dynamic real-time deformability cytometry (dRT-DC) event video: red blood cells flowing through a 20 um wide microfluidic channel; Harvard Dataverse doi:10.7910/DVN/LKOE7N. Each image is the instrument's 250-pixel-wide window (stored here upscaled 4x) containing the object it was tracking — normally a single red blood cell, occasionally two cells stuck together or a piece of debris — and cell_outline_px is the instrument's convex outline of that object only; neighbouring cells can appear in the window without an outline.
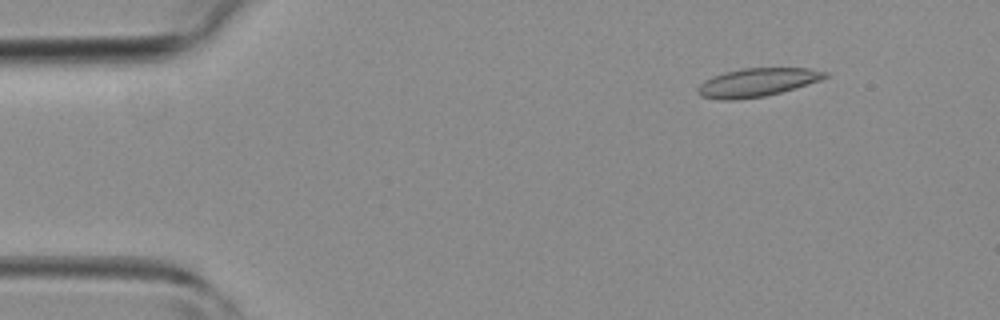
{"species": "common noctule bat (a hibernating species)", "species_latin": "Nyctalus noctula", "temperature_condition": "room temperature", "stored_images_in_passage": 40, "camera_frame_rate_fps": 3000, "um_per_image_px": 0.085, "animal": {"sex": "female", "body_mass_g": 19.3, "forearm_length_mm": 54.1}, "frame": {"image": 1, "passage_image": 3, "time_ms": 0.667, "image_size_px": [1000, 320], "cell_outline_px": [[828, 76], [820, 80], [808, 84], [780, 92], [764, 96], [732, 100], [720, 100], [700, 96], [696, 92], [696, 88], [704, 80], [712, 76], [724, 72], [744, 68], [808, 68], [828, 72]], "centroid_in_image_um": [64.31, 7.0], "position_along_channel_um": 20.7, "area_um2": 21.04}}
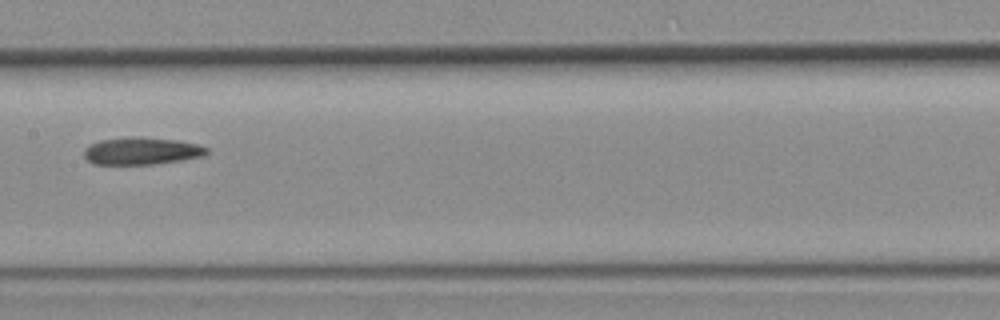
{"frame": {"image": 2, "passage_image": 19, "time_ms": 6.0, "image_size_px": [1000, 320], "cell_outline_px": [[208, 152], [204, 156], [180, 160], [152, 164], [92, 164], [84, 156], [84, 148], [100, 140], [180, 140], [196, 144], [208, 148]], "centroid_in_image_um": [12.06, 12.89], "position_along_channel_um": 195.3, "area_um2": 18.32}}
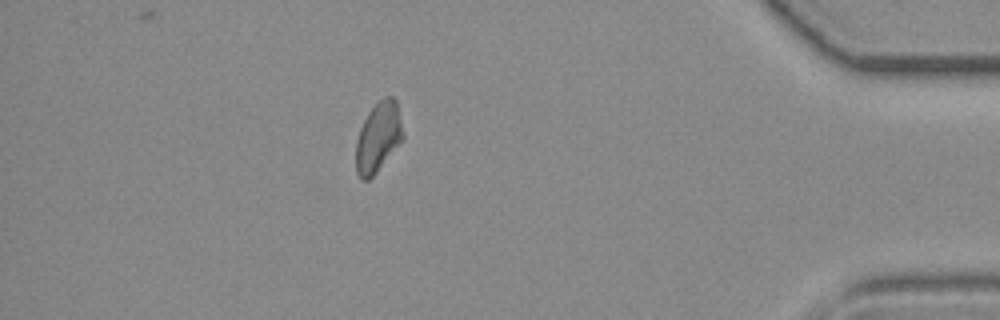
{"frame": {"image": 3, "passage_image": 35, "time_ms": 11.333, "image_size_px": [1000, 320], "cell_outline_px": [[404, 136], [400, 144], [376, 172], [368, 180], [360, 180], [356, 172], [356, 140], [360, 128], [368, 112], [384, 96], [392, 96], [396, 100]], "centroid_in_image_um": [32.14, 11.67], "position_along_channel_um": 403.1, "area_um2": 19.07}}